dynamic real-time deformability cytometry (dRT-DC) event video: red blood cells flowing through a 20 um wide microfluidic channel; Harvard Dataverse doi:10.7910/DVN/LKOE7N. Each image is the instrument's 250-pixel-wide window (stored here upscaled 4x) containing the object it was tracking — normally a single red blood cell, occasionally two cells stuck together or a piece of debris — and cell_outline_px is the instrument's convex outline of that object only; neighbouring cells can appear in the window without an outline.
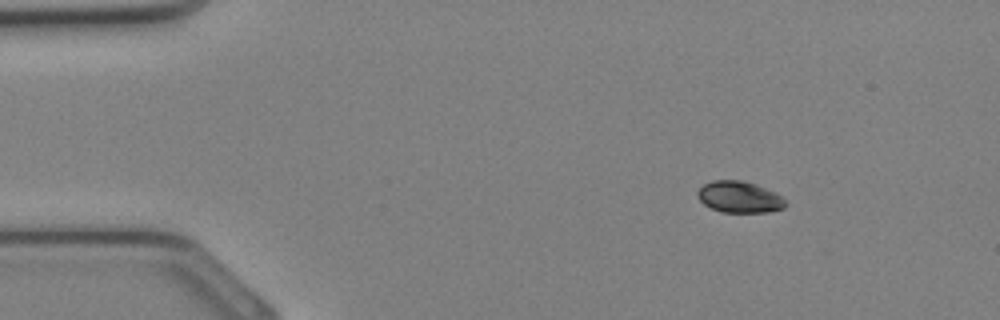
{"species": "Egyptian fruit bat (a non-hibernating species)", "species_latin": "Rousettus aegyptiacus", "temperature_condition": "cold", "stored_images_in_passage": 34, "camera_frame_rate_fps": 3000, "um_per_image_px": 0.085, "animal": {"sex": "female"}, "frame": {"image": 1, "passage_image": 5, "time_ms": 1.333, "image_size_px": [1000, 320], "cell_outline_px": [[788, 204], [784, 208], [768, 212], [720, 212], [704, 204], [696, 196], [696, 192], [704, 184], [712, 180], [740, 180], [756, 184], [776, 192]], "centroid_in_image_um": [62.84, 16.74], "position_along_channel_um": 22.2, "area_um2": 16.18}}
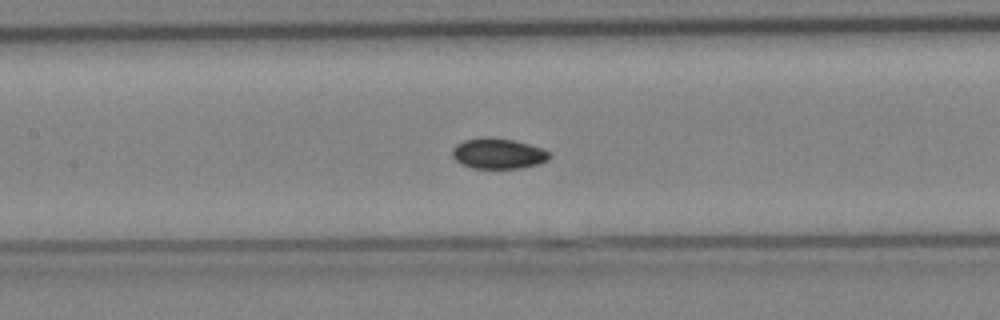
{"frame": {"image": 2, "passage_image": 16, "time_ms": 5.0, "image_size_px": [1000, 320], "cell_outline_px": [[552, 156], [548, 160], [536, 164], [520, 168], [472, 168], [460, 164], [452, 156], [452, 148], [456, 144], [464, 140], [484, 136], [512, 140], [544, 148], [552, 152]], "centroid_in_image_um": [42.35, 13.04], "position_along_channel_um": 165.1, "area_um2": 17.46}}
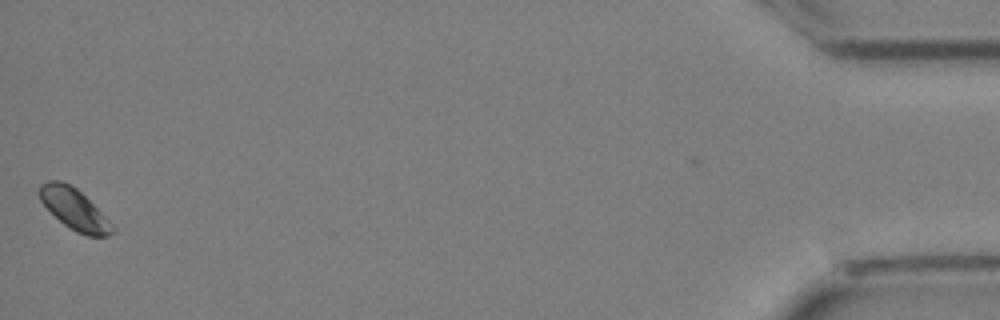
{"frame": {"image": 3, "passage_image": 34, "time_ms": 11.0, "image_size_px": [1000, 320], "cell_outline_px": [[116, 228], [108, 236], [88, 236], [76, 232], [64, 224], [40, 200], [36, 192], [40, 184], [48, 180], [60, 180], [76, 188]], "centroid_in_image_um": [6.27, 17.76], "position_along_channel_um": 428.9, "area_um2": 17.05}}